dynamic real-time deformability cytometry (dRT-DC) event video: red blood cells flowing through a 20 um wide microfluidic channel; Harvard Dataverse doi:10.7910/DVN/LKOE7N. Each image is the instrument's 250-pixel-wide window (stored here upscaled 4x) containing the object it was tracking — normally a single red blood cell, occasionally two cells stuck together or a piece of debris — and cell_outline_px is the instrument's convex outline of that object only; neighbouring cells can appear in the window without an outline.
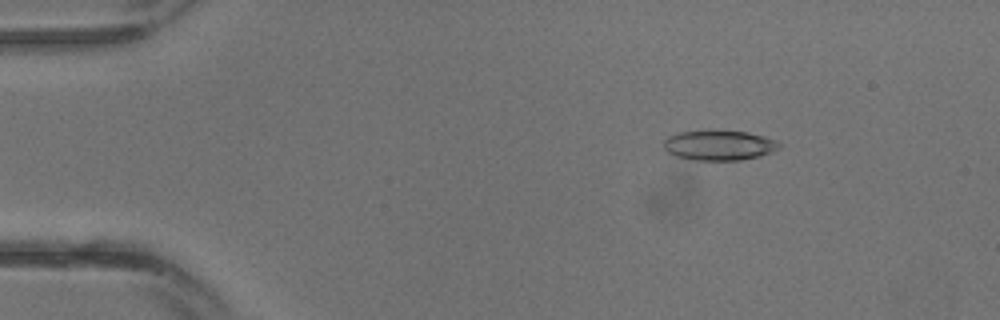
{"species": "common noctule bat (a hibernating species)", "species_latin": "Nyctalus noctula", "temperature_condition": "warm", "stored_images_in_passage": 9, "camera_frame_rate_fps": 3000, "um_per_image_px": 0.085, "animal": {"sex": "male", "body_mass_g": 13.3}, "frame": {"image": 1, "passage_image": 5, "time_ms": 1.333, "image_size_px": [1000, 320], "cell_outline_px": [[780, 144], [772, 152], [760, 156], [740, 160], [692, 160], [676, 156], [668, 152], [664, 148], [664, 140], [668, 136], [680, 132], [716, 128], [748, 132], [764, 136], [776, 140]], "centroid_in_image_um": [61.1, 12.31], "position_along_channel_um": 23.9, "area_um2": 20.69}}